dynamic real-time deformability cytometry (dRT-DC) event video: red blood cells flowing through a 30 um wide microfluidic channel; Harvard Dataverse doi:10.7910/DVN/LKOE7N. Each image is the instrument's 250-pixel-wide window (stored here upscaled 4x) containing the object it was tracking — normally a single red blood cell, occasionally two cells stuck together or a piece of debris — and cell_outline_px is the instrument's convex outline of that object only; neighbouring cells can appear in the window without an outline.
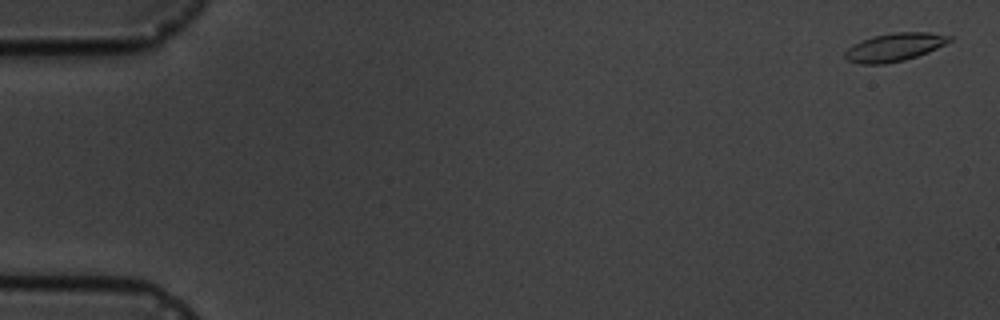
{"species": "common noctule bat (a hibernating species)", "species_latin": "Nyctalus noctula", "temperature_condition": "cold", "stored_images_in_passage": 4, "camera_frame_rate_fps": 3000, "um_per_image_px": 0.085, "animal": {"sex": "male", "body_mass_g": 19.5, "forearm_length_mm": 54.6}, "frame": {"image": 1, "passage_image": 1, "time_ms": 0.0, "image_size_px": [1000, 320], "cell_outline_px": [[952, 40], [928, 52], [904, 60], [884, 64], [860, 64], [848, 60], [844, 56], [844, 52], [848, 48], [872, 36], [896, 32], [928, 32], [952, 36]], "centroid_in_image_um": [76.04, 4.01], "position_along_channel_um": 9.0, "area_um2": 16.88}}